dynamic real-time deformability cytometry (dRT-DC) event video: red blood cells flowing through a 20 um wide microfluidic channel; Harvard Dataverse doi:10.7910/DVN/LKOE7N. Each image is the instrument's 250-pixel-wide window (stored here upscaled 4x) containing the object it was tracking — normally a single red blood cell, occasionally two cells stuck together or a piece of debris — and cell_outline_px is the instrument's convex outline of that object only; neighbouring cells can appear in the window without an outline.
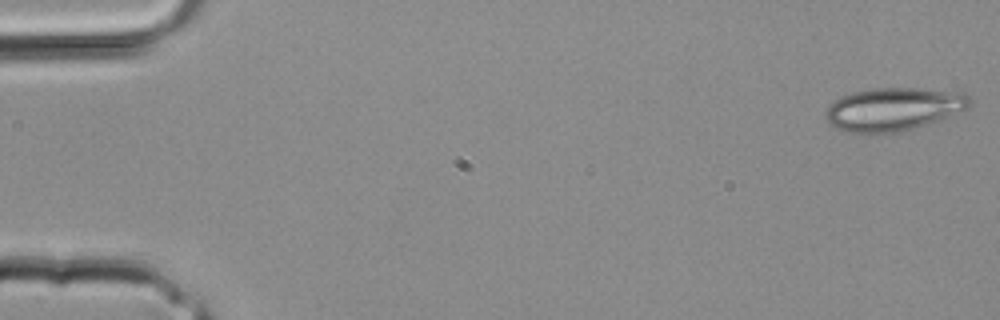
{"species": "common noctule bat (a hibernating species)", "species_latin": "Nyctalus noctula", "temperature_condition": "room temperature", "stored_images_in_passage": 11, "camera_frame_rate_fps": 3000, "um_per_image_px": 0.085, "animal": {"sex": "male", "body_mass_g": 20.4}, "frame": {"image": 1, "passage_image": 1, "time_ms": 0.0, "image_size_px": [1000, 320], "cell_outline_px": [[972, 100], [968, 108], [940, 120], [916, 128], [892, 132], [848, 132], [832, 124], [824, 116], [824, 108], [828, 104], [840, 96], [856, 92], [876, 88], [916, 88], [964, 92], [972, 96]], "centroid_in_image_um": [75.98, 9.25], "position_along_channel_um": 9.0, "area_um2": 36.13}}